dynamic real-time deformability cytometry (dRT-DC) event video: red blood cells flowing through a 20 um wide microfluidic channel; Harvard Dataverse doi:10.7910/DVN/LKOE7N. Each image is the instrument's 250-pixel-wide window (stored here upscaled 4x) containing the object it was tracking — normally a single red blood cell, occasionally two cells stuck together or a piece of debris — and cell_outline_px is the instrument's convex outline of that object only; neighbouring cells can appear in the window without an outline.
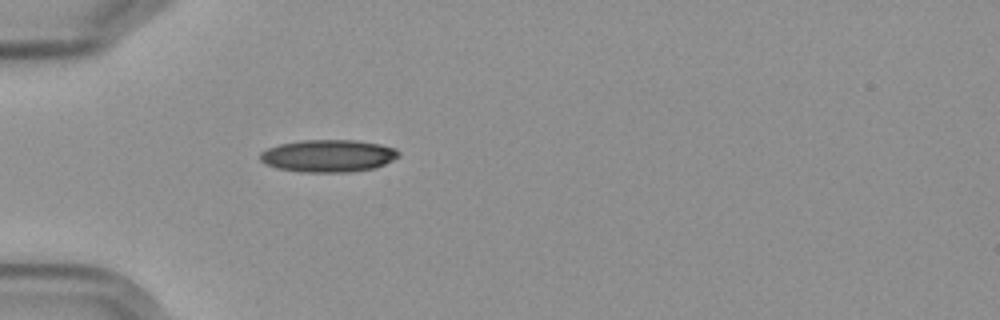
{"species": "Egyptian fruit bat (a non-hibernating species)", "species_latin": "Rousettus aegyptiacus", "temperature_condition": "cold", "stored_images_in_passage": 1, "camera_frame_rate_fps": 3000, "um_per_image_px": 0.085, "frame": {"image": 1, "passage_image": 1, "time_ms": 0.0, "image_size_px": [1000, 320], "cell_outline_px": [[400, 156], [376, 168], [352, 172], [300, 172], [276, 168], [264, 164], [260, 160], [260, 152], [268, 148], [280, 144], [304, 140], [356, 140], [380, 144], [396, 148], [400, 152]], "centroid_in_image_um": [27.91, 13.25], "position_along_channel_um": 57.1, "area_um2": 26.36}}